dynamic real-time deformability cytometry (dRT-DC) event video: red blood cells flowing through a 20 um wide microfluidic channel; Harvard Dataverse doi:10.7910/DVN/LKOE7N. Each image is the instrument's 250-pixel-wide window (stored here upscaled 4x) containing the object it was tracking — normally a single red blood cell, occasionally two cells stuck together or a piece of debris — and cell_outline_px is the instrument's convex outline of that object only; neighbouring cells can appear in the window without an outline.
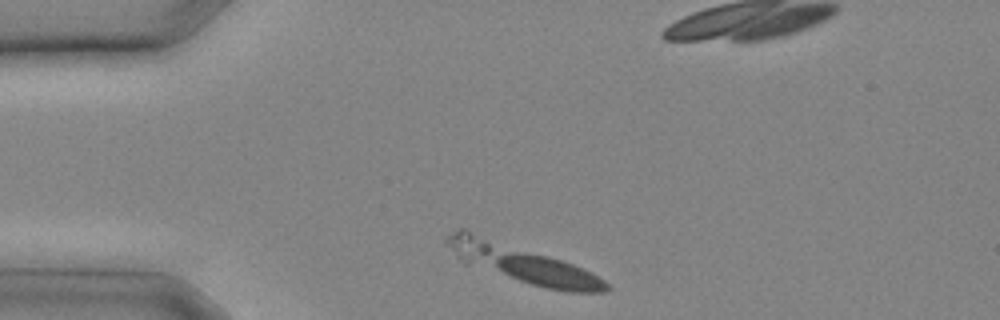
{"species": "common noctule bat (a hibernating species)", "species_latin": "Nyctalus noctula", "temperature_condition": "cold", "stored_images_in_passage": 11, "camera_frame_rate_fps": 3000, "um_per_image_px": 0.085, "animal": {"sex": "male", "body_mass_g": 20.4}, "frame": {"image": 1, "passage_image": 1, "time_ms": 0.0, "image_size_px": [1000, 320], "cell_outline_px": [[612, 288], [604, 292], [568, 292], [544, 288], [464, 264], [460, 260], [444, 240], [452, 232], [460, 228], [464, 228], [572, 264], [604, 280]], "centroid_in_image_um": [44.33, 22.4], "position_along_channel_um": 40.7, "area_um2": 34.22}}
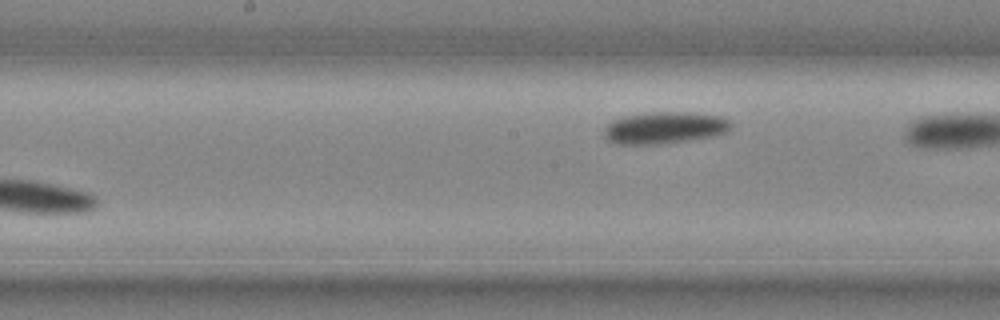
{"frame": {"image": 2, "passage_image": 11, "time_ms": 3.333, "image_size_px": [1000, 320], "cell_outline_px": [[732, 128], [716, 136], [692, 140], [664, 144], [616, 144], [608, 140], [604, 136], [604, 128], [608, 124], [624, 116], [652, 112], [688, 112], [720, 116], [728, 120], [732, 124]], "centroid_in_image_um": [56.51, 10.87], "position_along_channel_um": 191.7, "area_um2": 23.64}}